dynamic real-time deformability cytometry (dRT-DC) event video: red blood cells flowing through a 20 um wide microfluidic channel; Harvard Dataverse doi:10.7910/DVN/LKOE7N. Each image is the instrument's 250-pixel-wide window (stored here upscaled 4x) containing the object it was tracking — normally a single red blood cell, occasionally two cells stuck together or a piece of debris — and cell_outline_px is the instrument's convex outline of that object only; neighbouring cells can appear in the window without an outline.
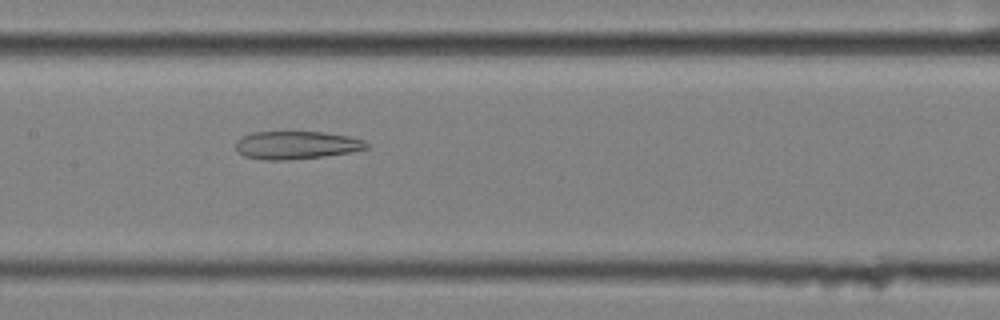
{"species": "common noctule bat (a hibernating species)", "species_latin": "Nyctalus noctula", "temperature_condition": "cold", "stored_images_in_passage": 57, "camera_frame_rate_fps": 3000, "um_per_image_px": 0.085, "animal": {"sex": "female", "body_mass_g": 25.1}, "frame": {"image": 1, "passage_image": 28, "time_ms": 9.0, "image_size_px": [1000, 320], "cell_outline_px": [[368, 148], [348, 152], [324, 156], [280, 160], [268, 160], [244, 156], [236, 152], [236, 140], [240, 136], [252, 132], [324, 132], [348, 136], [364, 140], [368, 144]], "centroid_in_image_um": [25.14, 12.32], "position_along_channel_um": 182.3, "area_um2": 21.21}}
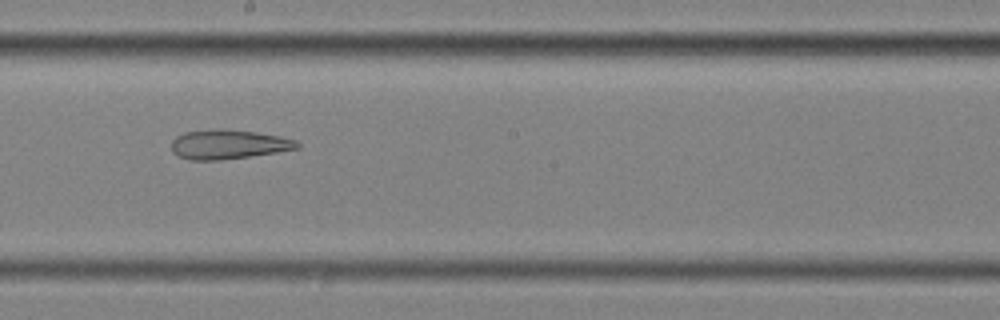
{"frame": {"image": 2, "passage_image": 32, "time_ms": 10.333, "image_size_px": [1000, 320], "cell_outline_px": [[300, 148], [276, 152], [220, 160], [188, 160], [176, 156], [172, 152], [172, 140], [176, 136], [184, 132], [212, 128], [220, 128], [256, 132], [280, 136], [296, 140], [300, 144]], "centroid_in_image_um": [19.37, 12.26], "position_along_channel_um": 228.8, "area_um2": 21.73}}
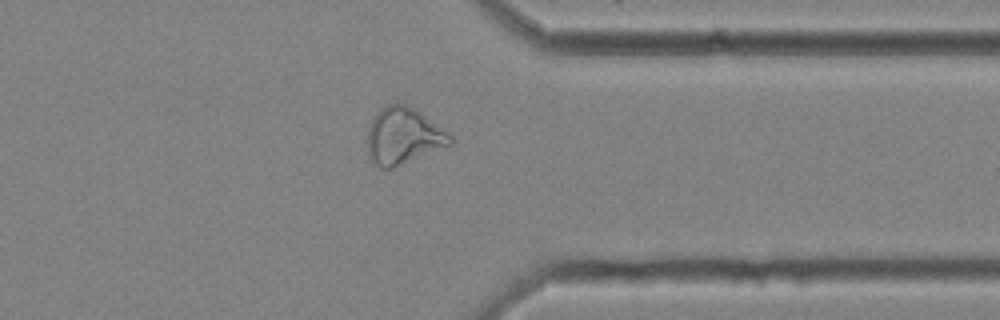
{"frame": {"image": 3, "passage_image": 45, "time_ms": 14.667, "image_size_px": [1000, 320], "cell_outline_px": [[452, 144], [392, 168], [380, 168], [368, 156], [368, 128], [372, 116], [380, 108], [388, 104], [404, 104], [420, 112], [448, 132], [452, 136]], "centroid_in_image_um": [34.26, 11.55], "position_along_channel_um": 377.1, "area_um2": 27.05}, "authors_computed_cell_mechanics": {"area_um2": 29.3046, "velocity_mm_per_s": 3.4962, "shape_relaxation_time_tau1_ms": null, "shape_relaxation_time_tau2_ms": 5.9528, "deformation_change_tau1": null, "deformation_change_tau2": 0.1755}}